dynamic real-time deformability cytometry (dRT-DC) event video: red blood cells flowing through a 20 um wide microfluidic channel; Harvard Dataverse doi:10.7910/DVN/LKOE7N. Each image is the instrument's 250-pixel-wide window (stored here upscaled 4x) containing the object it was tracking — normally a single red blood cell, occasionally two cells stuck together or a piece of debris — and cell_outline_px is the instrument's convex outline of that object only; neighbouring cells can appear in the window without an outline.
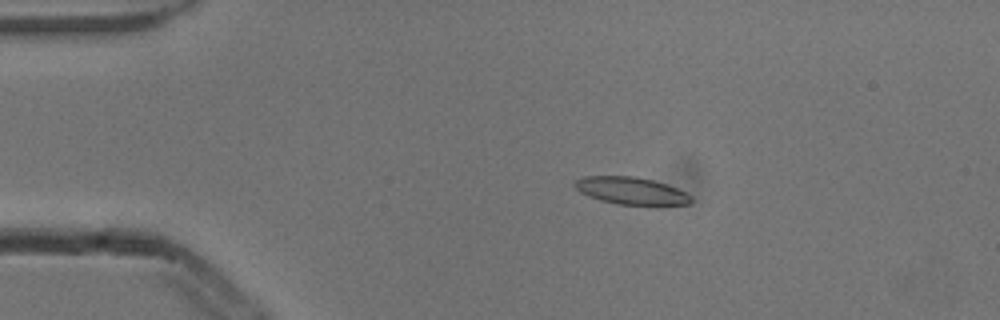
{"species": "common noctule bat (a hibernating species)", "species_latin": "Nyctalus noctula", "temperature_condition": "cold", "stored_images_in_passage": 6, "camera_frame_rate_fps": 3000, "um_per_image_px": 0.085, "animal": {"sex": "male", "body_mass_g": 13.3}, "frame": {"image": 1, "passage_image": 3, "time_ms": 0.667, "image_size_px": [1000, 320], "cell_outline_px": [[692, 200], [688, 204], [656, 208], [648, 208], [616, 204], [600, 200], [588, 196], [580, 192], [572, 184], [576, 180], [584, 176], [632, 176], [652, 180], [676, 188], [692, 196]], "centroid_in_image_um": [53.69, 16.28], "position_along_channel_um": 31.3, "area_um2": 19.31}}
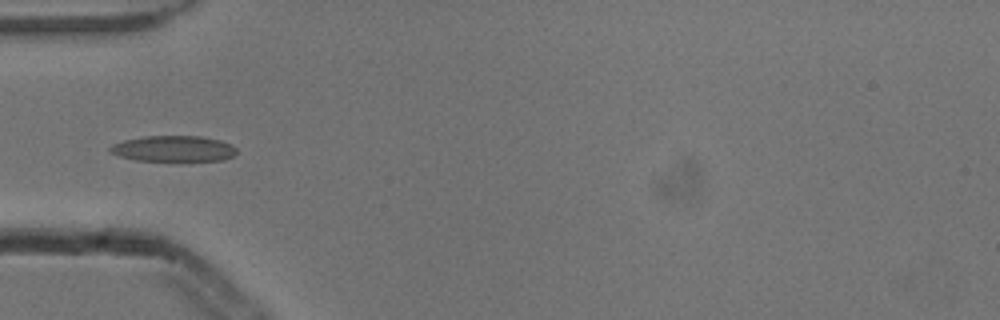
{"frame": {"image": 2, "passage_image": 5, "time_ms": 1.333, "image_size_px": [1000, 320], "cell_outline_px": [[236, 152], [232, 156], [224, 160], [136, 160], [120, 156], [108, 152], [108, 148], [112, 144], [124, 140], [144, 136], [200, 136], [220, 140], [232, 144], [236, 148]], "centroid_in_image_um": [14.73, 12.62], "position_along_channel_um": 70.3, "area_um2": 18.96}}
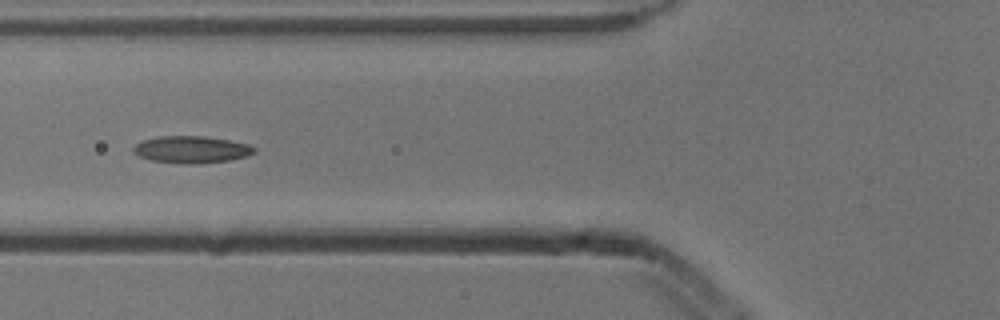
{"frame": {"image": 3, "passage_image": 6, "time_ms": 1.667, "image_size_px": [1000, 320], "cell_outline_px": [[256, 152], [248, 156], [232, 160], [196, 164], [184, 164], [152, 160], [140, 156], [132, 148], [136, 144], [144, 140], [160, 136], [204, 136], [228, 140], [248, 144], [256, 148]], "centroid_in_image_um": [16.33, 12.71], "position_along_channel_um": 109.5, "area_um2": 18.96}}